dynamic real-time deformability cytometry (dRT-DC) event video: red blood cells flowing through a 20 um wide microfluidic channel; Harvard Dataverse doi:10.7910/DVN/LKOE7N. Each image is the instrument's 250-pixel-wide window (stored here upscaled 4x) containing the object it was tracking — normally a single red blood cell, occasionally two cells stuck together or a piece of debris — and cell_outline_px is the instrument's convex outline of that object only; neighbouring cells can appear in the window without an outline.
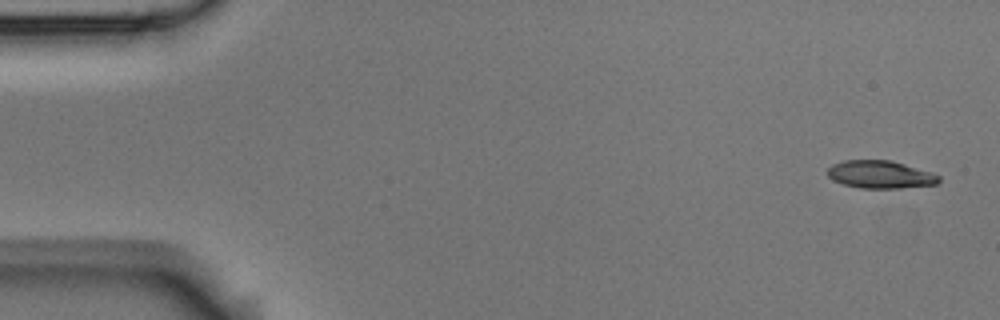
{"species": "Egyptian fruit bat (a non-hibernating species)", "species_latin": "Rousettus aegyptiacus", "temperature_condition": "room temperature", "stored_images_in_passage": 4, "camera_frame_rate_fps": 3000, "um_per_image_px": 0.085, "animal": {"sex": "male"}, "frame": {"image": 1, "passage_image": 1, "time_ms": 0.0, "image_size_px": [1000, 320], "cell_outline_px": [[940, 180], [936, 184], [900, 188], [860, 188], [844, 184], [832, 180], [828, 176], [828, 168], [832, 164], [844, 160], [892, 160], [932, 172], [940, 176]], "centroid_in_image_um": [74.82, 14.82], "position_along_channel_um": 10.2, "area_um2": 18.03}}
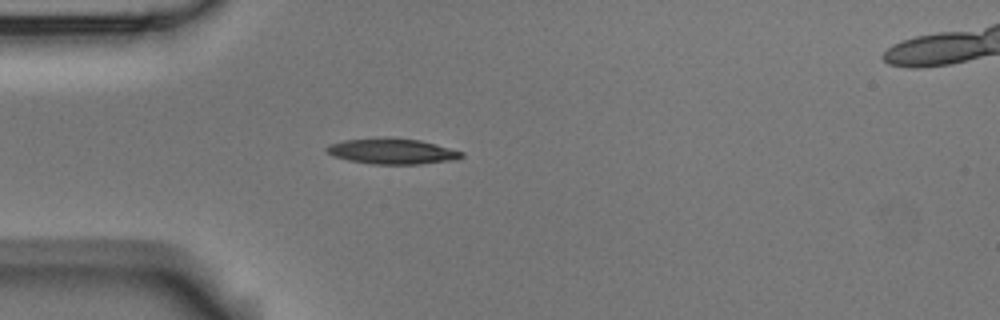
{"frame": {"image": 2, "passage_image": 4, "time_ms": 1.0, "image_size_px": [1000, 320], "cell_outline_px": [[464, 156], [456, 160], [420, 164], [372, 164], [348, 160], [332, 156], [324, 148], [332, 144], [344, 140], [420, 140], [436, 144], [464, 152]], "centroid_in_image_um": [33.4, 12.91], "position_along_channel_um": 51.6, "area_um2": 19.31}}